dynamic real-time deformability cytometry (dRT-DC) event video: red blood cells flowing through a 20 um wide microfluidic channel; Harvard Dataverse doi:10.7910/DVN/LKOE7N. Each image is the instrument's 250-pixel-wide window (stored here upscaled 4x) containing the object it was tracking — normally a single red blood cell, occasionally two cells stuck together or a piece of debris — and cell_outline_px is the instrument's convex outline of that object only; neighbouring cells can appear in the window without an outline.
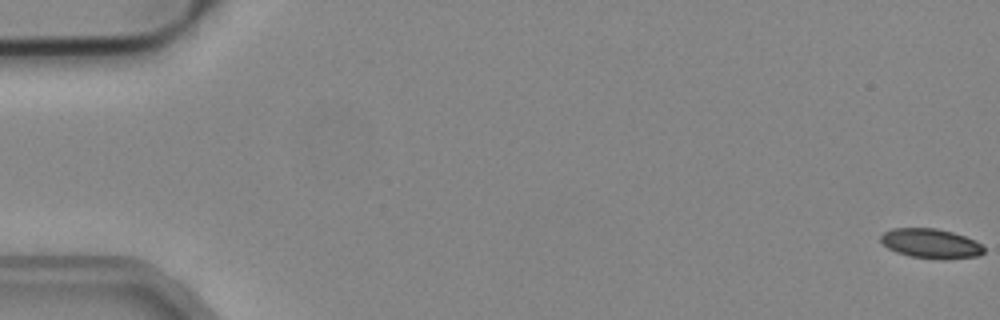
{"species": "common noctule bat (a hibernating species)", "species_latin": "Nyctalus noctula", "temperature_condition": "cold", "stored_images_in_passage": 55, "camera_frame_rate_fps": 3000, "um_per_image_px": 0.085, "animal": {"sex": "male", "body_mass_g": 19.2, "forearm_length_mm": 51.8}, "frame": {"image": 1, "passage_image": 1, "time_ms": 0.0, "image_size_px": [1000, 320], "cell_outline_px": [[984, 252], [980, 256], [944, 260], [912, 256], [896, 252], [888, 248], [880, 240], [880, 236], [884, 232], [892, 228], [936, 228], [952, 232], [964, 236], [980, 244], [984, 248]], "centroid_in_image_um": [79.12, 20.7], "position_along_channel_um": 5.9, "area_um2": 17.74}}
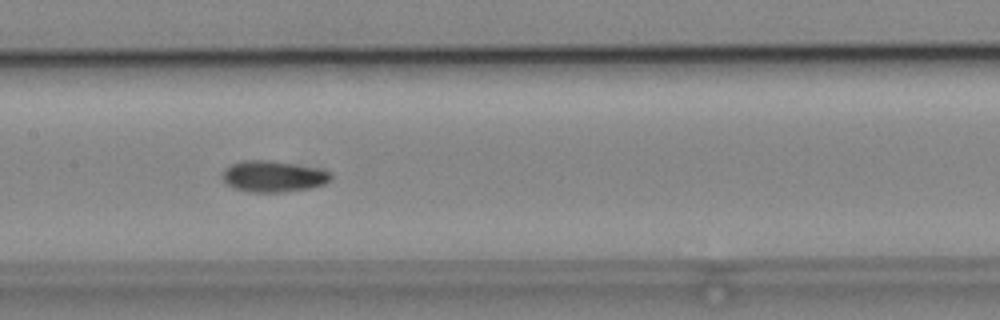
{"frame": {"image": 2, "passage_image": 27, "time_ms": 8.667, "image_size_px": [1000, 320], "cell_outline_px": [[332, 180], [324, 184], [308, 188], [284, 192], [248, 192], [232, 188], [220, 176], [224, 168], [232, 164], [244, 160], [268, 160], [316, 168], [332, 172]], "centroid_in_image_um": [23.2, 15.0], "position_along_channel_um": 184.2, "area_um2": 19.77}}
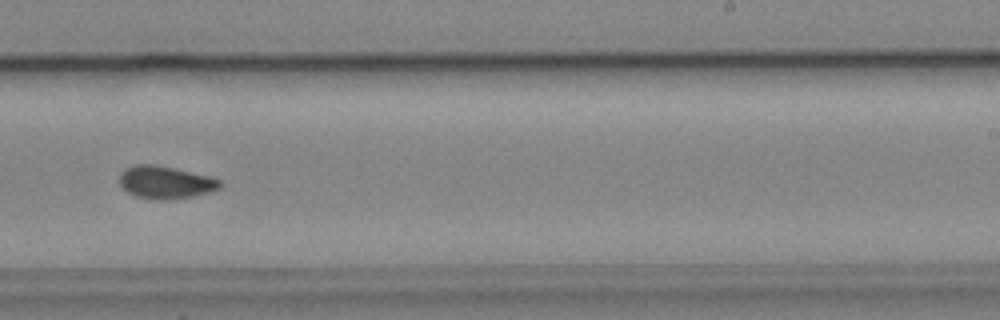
{"frame": {"image": 3, "passage_image": 34, "time_ms": 11.0, "image_size_px": [1000, 320], "cell_outline_px": [[224, 184], [220, 188], [208, 192], [192, 196], [160, 200], [156, 200], [136, 196], [128, 192], [120, 184], [120, 172], [124, 168], [132, 164], [152, 164], [212, 176], [220, 180]], "centroid_in_image_um": [14.06, 15.48], "position_along_channel_um": 274.9, "area_um2": 19.07}, "authors_computed_cell_mechanics": {"area_um2": 18.6116, "velocity_mm_per_s": 3.9046, "shape_relaxation_time_tau1_ms": null, "shape_relaxation_time_tau2_ms": 2.5799, "deformation_change_tau1": null, "deformation_change_tau2": 0.0672}}